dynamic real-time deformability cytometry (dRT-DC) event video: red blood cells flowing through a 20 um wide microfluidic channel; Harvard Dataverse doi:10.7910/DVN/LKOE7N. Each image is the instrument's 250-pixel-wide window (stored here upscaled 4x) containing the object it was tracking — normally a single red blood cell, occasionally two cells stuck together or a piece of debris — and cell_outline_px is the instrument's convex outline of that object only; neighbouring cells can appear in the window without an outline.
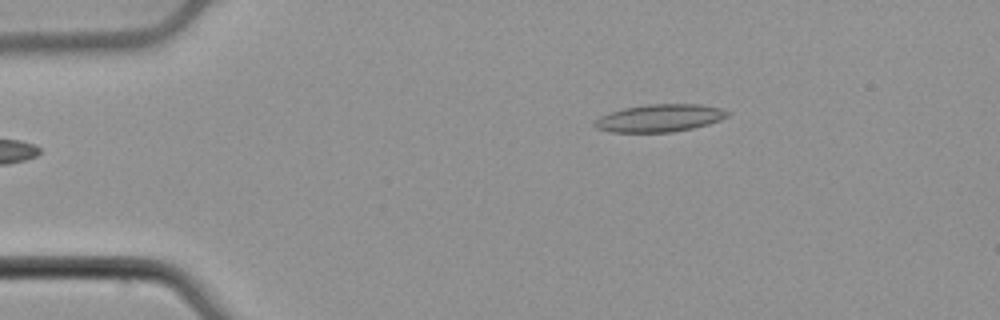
{"species": "common noctule bat (a hibernating species)", "species_latin": "Nyctalus noctula", "temperature_condition": "cold", "stored_images_in_passage": 44, "camera_frame_rate_fps": 3000, "um_per_image_px": 0.085, "animal": {"sex": "male", "body_mass_g": 21.5, "forearm_length_mm": 52.0}, "frame": {"image": 1, "passage_image": 1, "time_ms": 0.0, "image_size_px": [1000, 320], "cell_outline_px": [[732, 112], [728, 116], [720, 120], [708, 124], [692, 128], [672, 132], [612, 132], [596, 128], [592, 124], [600, 116], [624, 108], [648, 104], [700, 104], [720, 108]], "centroid_in_image_um": [56.1, 10.03], "position_along_channel_um": 28.9, "area_um2": 21.27}}
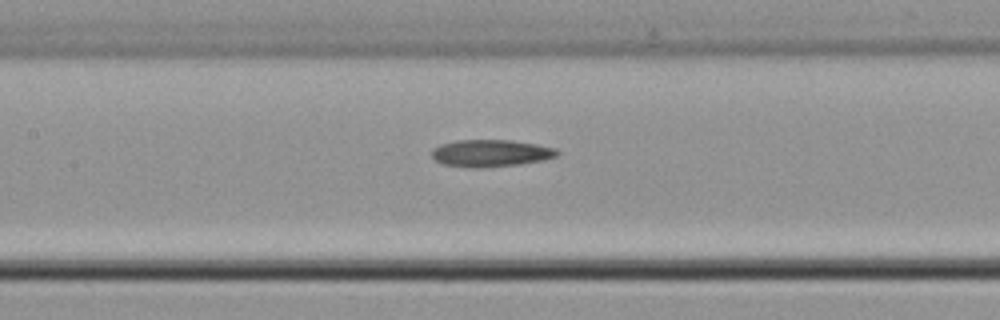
{"frame": {"image": 2, "passage_image": 16, "time_ms": 5.0, "image_size_px": [1000, 320], "cell_outline_px": [[560, 152], [556, 156], [544, 160], [520, 164], [488, 168], [468, 168], [444, 164], [436, 160], [432, 156], [432, 148], [440, 144], [460, 140], [512, 140], [536, 144], [556, 148]], "centroid_in_image_um": [41.72, 13.03], "position_along_channel_um": 165.7, "area_um2": 20.0}}
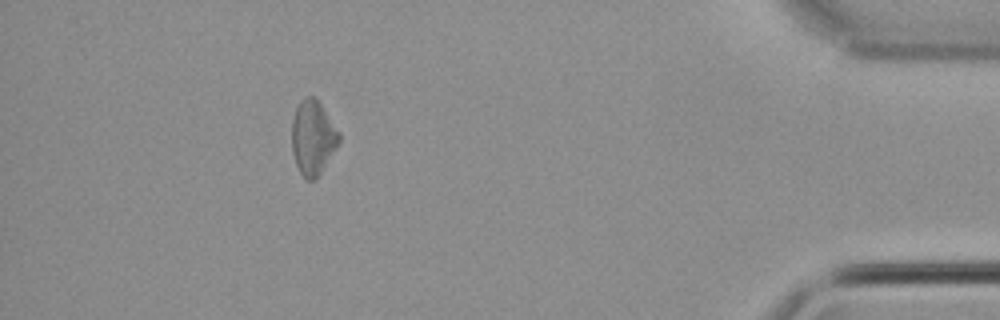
{"frame": {"image": 3, "passage_image": 39, "time_ms": 12.667, "image_size_px": [1000, 320], "cell_outline_px": [[340, 140], [316, 180], [308, 180], [300, 172], [296, 164], [292, 152], [292, 120], [296, 108], [300, 100], [304, 96], [316, 96], [340, 132]], "centroid_in_image_um": [26.59, 11.65], "position_along_channel_um": 408.6, "area_um2": 20.52}, "authors_computed_cell_mechanics": {"area_um2": 19.7965, "velocity_mm_per_s": 3.9006, "shape_relaxation_time_tau1_ms": 10.5678, "shape_relaxation_time_tau2_ms": null, "deformation_change_tau1": 0.1374, "deformation_change_tau2": null}}